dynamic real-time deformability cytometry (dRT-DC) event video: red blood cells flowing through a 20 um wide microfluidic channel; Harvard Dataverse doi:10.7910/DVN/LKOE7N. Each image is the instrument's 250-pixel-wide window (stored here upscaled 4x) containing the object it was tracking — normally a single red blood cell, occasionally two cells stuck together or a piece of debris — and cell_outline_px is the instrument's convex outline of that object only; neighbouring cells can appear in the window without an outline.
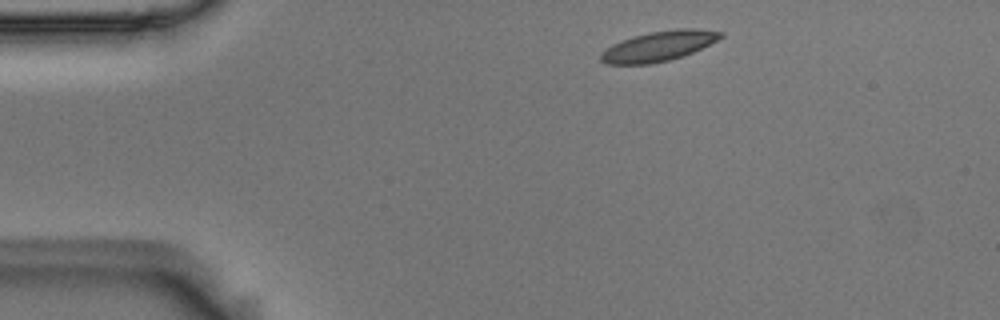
{"species": "Egyptian fruit bat (a non-hibernating species)", "species_latin": "Rousettus aegyptiacus", "temperature_condition": "room temperature", "stored_images_in_passage": 2, "camera_frame_rate_fps": 3000, "um_per_image_px": 0.085, "animal": {"sex": "male"}, "frame": {"image": 1, "passage_image": 1, "time_ms": 0.0, "image_size_px": [1000, 320], "cell_outline_px": [[724, 36], [692, 52], [668, 60], [648, 64], [608, 64], [600, 60], [600, 52], [612, 44], [620, 40], [632, 36], [648, 32], [676, 28], [696, 28], [724, 32]], "centroid_in_image_um": [55.94, 3.9], "position_along_channel_um": 29.1, "area_um2": 20.92}}